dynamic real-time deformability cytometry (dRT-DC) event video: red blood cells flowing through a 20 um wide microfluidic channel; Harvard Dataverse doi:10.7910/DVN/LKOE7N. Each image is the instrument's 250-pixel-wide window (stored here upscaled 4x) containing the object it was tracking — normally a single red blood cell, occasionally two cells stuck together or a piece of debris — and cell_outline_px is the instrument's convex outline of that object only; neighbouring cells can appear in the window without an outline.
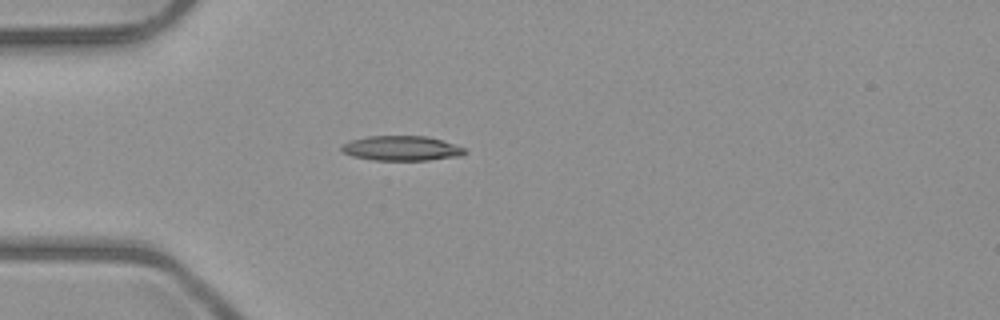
{"species": "common noctule bat (a hibernating species)", "species_latin": "Nyctalus noctula", "temperature_condition": "room temperature", "stored_images_in_passage": 4, "camera_frame_rate_fps": 3000, "um_per_image_px": 0.085, "animal": {"sex": "male", "body_mass_g": 23.1, "forearm_length_mm": 52.7}, "frame": {"image": 1, "passage_image": 4, "time_ms": 3.667, "image_size_px": [1000, 320], "cell_outline_px": [[468, 152], [464, 156], [428, 160], [372, 160], [352, 156], [344, 152], [340, 148], [340, 144], [348, 140], [368, 136], [428, 136], [464, 148]], "centroid_in_image_um": [34.1, 12.61], "position_along_channel_um": 50.9, "area_um2": 17.98}}